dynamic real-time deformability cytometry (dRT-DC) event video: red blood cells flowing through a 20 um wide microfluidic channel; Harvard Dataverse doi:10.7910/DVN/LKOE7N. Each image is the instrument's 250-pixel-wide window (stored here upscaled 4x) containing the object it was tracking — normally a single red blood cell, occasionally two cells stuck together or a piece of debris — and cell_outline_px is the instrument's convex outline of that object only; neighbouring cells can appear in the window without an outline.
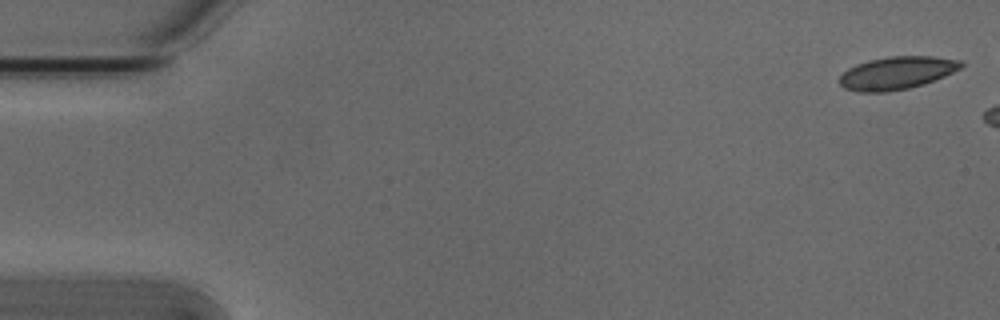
{"species": "Egyptian fruit bat (a non-hibernating species)", "species_latin": "Rousettus aegyptiacus", "temperature_condition": "cold", "stored_images_in_passage": 5, "camera_frame_rate_fps": 3000, "um_per_image_px": 0.085, "animal": {"sex": "male"}, "frame": {"image": 1, "passage_image": 1, "time_ms": 0.0, "image_size_px": [1000, 320], "cell_outline_px": [[964, 64], [960, 68], [944, 76], [924, 84], [908, 88], [888, 92], [860, 92], [844, 88], [840, 84], [840, 76], [848, 68], [856, 64], [868, 60], [888, 56], [932, 56], [964, 60]], "centroid_in_image_um": [76.24, 6.19], "position_along_channel_um": 8.8, "area_um2": 23.29}}